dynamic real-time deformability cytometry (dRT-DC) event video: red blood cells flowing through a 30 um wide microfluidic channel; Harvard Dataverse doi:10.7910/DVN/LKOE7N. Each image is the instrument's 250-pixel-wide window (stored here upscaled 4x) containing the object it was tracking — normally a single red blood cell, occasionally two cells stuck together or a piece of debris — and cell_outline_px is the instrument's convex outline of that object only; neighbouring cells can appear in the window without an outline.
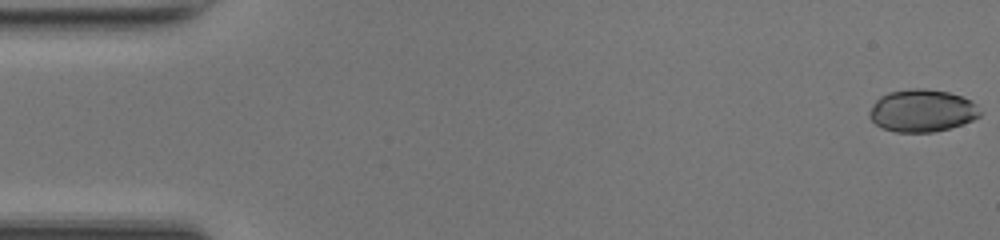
{"species": "common noctule bat (a hibernating species)", "species_latin": "Nyctalus noctula", "temperature_condition": "room temperature", "stored_images_in_passage": 49, "camera_frame_rate_fps": 3000, "um_per_image_px": 0.085, "animal": {"sex": "female", "body_mass_g": 17.0, "forearm_length_mm": 48.0}, "frame": {"image": 1, "passage_image": 1, "time_ms": 0.0, "image_size_px": [1000, 240], "cell_outline_px": [[980, 116], [972, 120], [948, 128], [932, 132], [896, 132], [884, 128], [876, 124], [868, 116], [868, 112], [872, 104], [880, 96], [888, 92], [912, 88], [924, 88], [948, 92], [972, 100], [976, 104], [980, 112]], "centroid_in_image_um": [78.35, 9.39], "position_along_channel_um": 6.7, "area_um2": 27.28}}
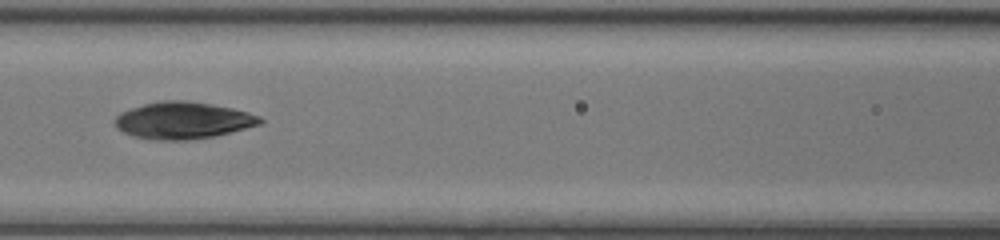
{"frame": {"image": 2, "passage_image": 22, "time_ms": 7.0, "image_size_px": [1000, 240], "cell_outline_px": [[264, 120], [260, 124], [216, 136], [188, 140], [152, 140], [132, 136], [116, 128], [116, 116], [120, 112], [144, 104], [164, 100], [184, 100], [232, 108], [248, 112], [260, 116]], "centroid_in_image_um": [15.55, 10.24], "position_along_channel_um": 151.1, "area_um2": 31.1}}
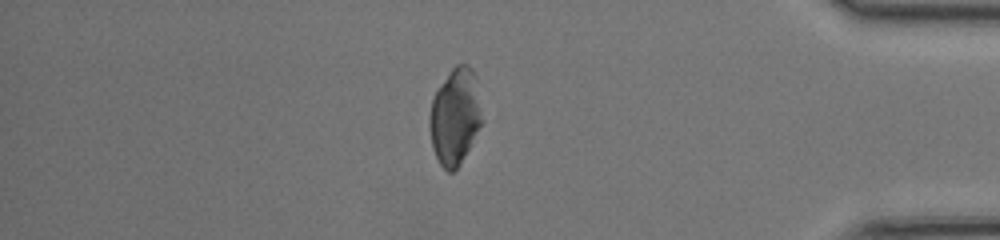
{"frame": {"image": 3, "passage_image": 42, "time_ms": 13.667, "image_size_px": [1000, 240], "cell_outline_px": [[484, 120], [460, 164], [452, 172], [448, 172], [440, 164], [432, 148], [428, 124], [428, 116], [432, 100], [436, 92], [452, 68], [456, 64], [468, 64], [472, 68], [476, 76]], "centroid_in_image_um": [38.69, 9.89], "position_along_channel_um": 396.5, "area_um2": 29.71}}